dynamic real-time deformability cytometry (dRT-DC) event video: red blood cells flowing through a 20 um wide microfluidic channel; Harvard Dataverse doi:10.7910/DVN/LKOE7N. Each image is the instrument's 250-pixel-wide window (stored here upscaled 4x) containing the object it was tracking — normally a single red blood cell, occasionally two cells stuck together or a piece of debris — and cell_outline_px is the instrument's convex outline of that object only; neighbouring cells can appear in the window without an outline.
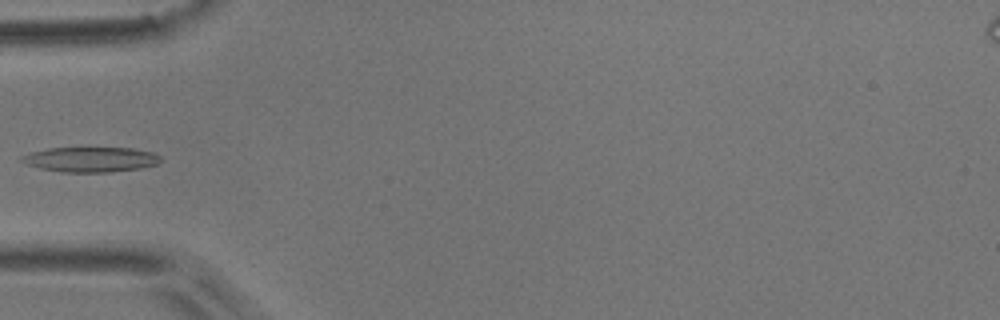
{"species": "common noctule bat (a hibernating species)", "species_latin": "Nyctalus noctula", "temperature_condition": "room temperature", "stored_images_in_passage": 6, "camera_frame_rate_fps": 3000, "um_per_image_px": 0.085, "animal": {"sex": "male", "body_mass_g": 17.9}, "frame": {"image": 1, "passage_image": 5, "time_ms": 1.333, "image_size_px": [1000, 320], "cell_outline_px": [[164, 160], [160, 164], [140, 168], [112, 172], [60, 172], [40, 168], [28, 164], [20, 160], [20, 156], [32, 152], [48, 148], [132, 148], [152, 152], [160, 156]], "centroid_in_image_um": [7.76, 13.56], "position_along_channel_um": 77.2, "area_um2": 20.35}}
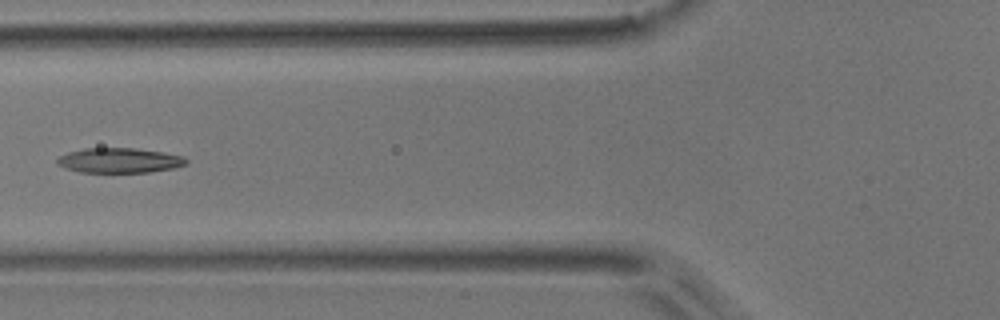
{"frame": {"image": 2, "passage_image": 6, "time_ms": 1.667, "image_size_px": [1000, 320], "cell_outline_px": [[188, 160], [184, 164], [176, 168], [148, 172], [80, 172], [64, 168], [56, 164], [56, 160], [60, 156], [68, 152], [84, 148], [136, 148], [164, 152], [184, 156]], "centroid_in_image_um": [10.14, 13.63], "position_along_channel_um": 115.7, "area_um2": 18.84}}